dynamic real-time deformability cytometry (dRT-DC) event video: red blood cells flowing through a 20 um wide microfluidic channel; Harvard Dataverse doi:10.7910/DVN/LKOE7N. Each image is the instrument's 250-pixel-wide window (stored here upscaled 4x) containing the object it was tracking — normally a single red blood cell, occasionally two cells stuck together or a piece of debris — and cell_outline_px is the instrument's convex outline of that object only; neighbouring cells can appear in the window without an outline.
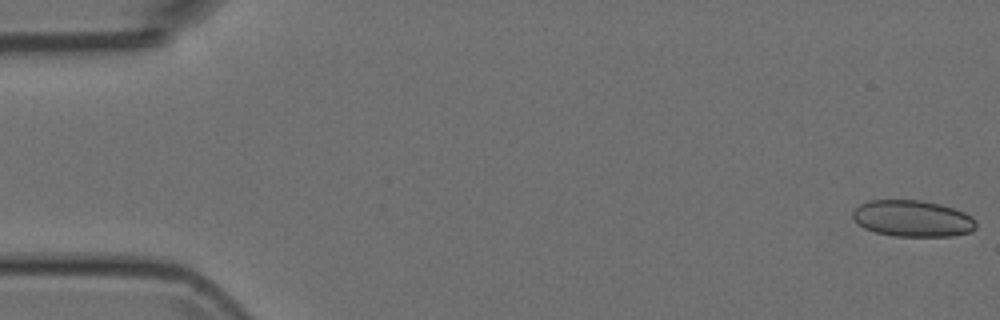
{"species": "Egyptian fruit bat (a non-hibernating species)", "species_latin": "Rousettus aegyptiacus", "temperature_condition": "room temperature", "stored_images_in_passage": 54, "camera_frame_rate_fps": 3000, "um_per_image_px": 0.085, "animal": {"sex": "female"}, "frame": {"image": 1, "passage_image": 1, "time_ms": 0.0, "image_size_px": [1000, 320], "cell_outline_px": [[976, 228], [968, 232], [952, 236], [896, 236], [876, 232], [864, 228], [852, 216], [852, 212], [860, 204], [868, 200], [920, 200], [940, 204], [964, 212], [972, 216], [976, 220]], "centroid_in_image_um": [77.58, 18.57], "position_along_channel_um": 7.4, "area_um2": 26.07}}
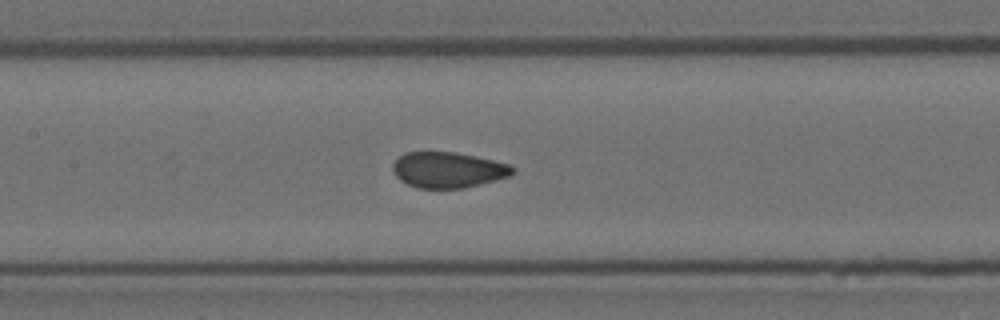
{"frame": {"image": 2, "passage_image": 25, "time_ms": 8.0, "image_size_px": [1000, 320], "cell_outline_px": [[516, 172], [512, 176], [464, 188], [416, 188], [400, 180], [392, 172], [392, 164], [404, 152], [456, 152], [476, 156], [508, 164], [516, 168]], "centroid_in_image_um": [38.1, 14.44], "position_along_channel_um": 169.3, "area_um2": 25.14}}
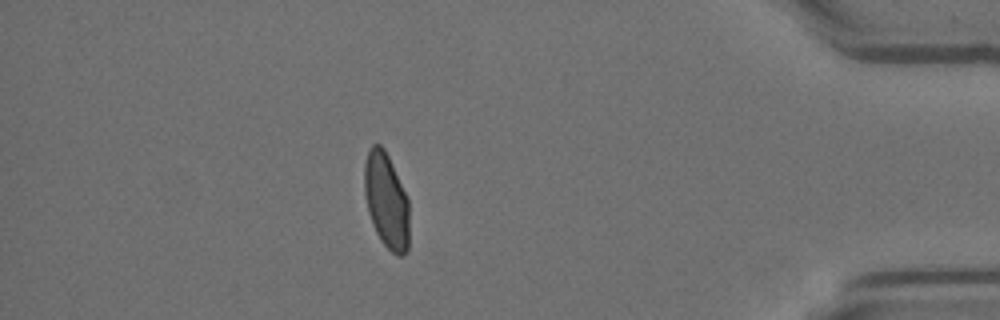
{"frame": {"image": 3, "passage_image": 47, "time_ms": 15.333, "image_size_px": [1000, 320], "cell_outline_px": [[408, 248], [404, 256], [396, 256], [380, 240], [372, 224], [368, 212], [364, 192], [364, 164], [368, 148], [372, 144], [380, 144], [384, 148], [388, 156], [408, 200]], "centroid_in_image_um": [32.81, 17.06], "position_along_channel_um": 402.4, "area_um2": 24.91}}